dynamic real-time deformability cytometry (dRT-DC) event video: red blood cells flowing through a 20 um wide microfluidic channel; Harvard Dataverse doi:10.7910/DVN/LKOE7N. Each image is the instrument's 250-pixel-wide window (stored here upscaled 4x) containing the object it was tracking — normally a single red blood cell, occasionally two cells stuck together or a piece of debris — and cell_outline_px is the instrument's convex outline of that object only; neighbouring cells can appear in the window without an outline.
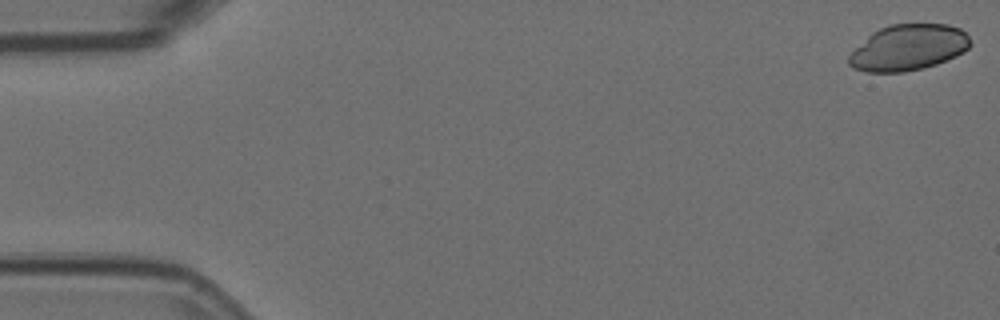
{"species": "Egyptian fruit bat (a non-hibernating species)", "species_latin": "Rousettus aegyptiacus", "temperature_condition": "room temperature", "stored_images_in_passage": 3, "camera_frame_rate_fps": 3000, "um_per_image_px": 0.085, "animal": {"sex": "female"}, "frame": {"image": 1, "passage_image": 1, "time_ms": 0.0, "image_size_px": [1000, 320], "cell_outline_px": [[972, 44], [964, 52], [956, 56], [936, 64], [924, 68], [904, 72], [868, 72], [856, 68], [848, 64], [848, 56], [872, 32], [888, 24], [948, 24], [960, 28], [968, 36]], "centroid_in_image_um": [77.23, 4.04], "position_along_channel_um": 7.8, "area_um2": 32.48}}